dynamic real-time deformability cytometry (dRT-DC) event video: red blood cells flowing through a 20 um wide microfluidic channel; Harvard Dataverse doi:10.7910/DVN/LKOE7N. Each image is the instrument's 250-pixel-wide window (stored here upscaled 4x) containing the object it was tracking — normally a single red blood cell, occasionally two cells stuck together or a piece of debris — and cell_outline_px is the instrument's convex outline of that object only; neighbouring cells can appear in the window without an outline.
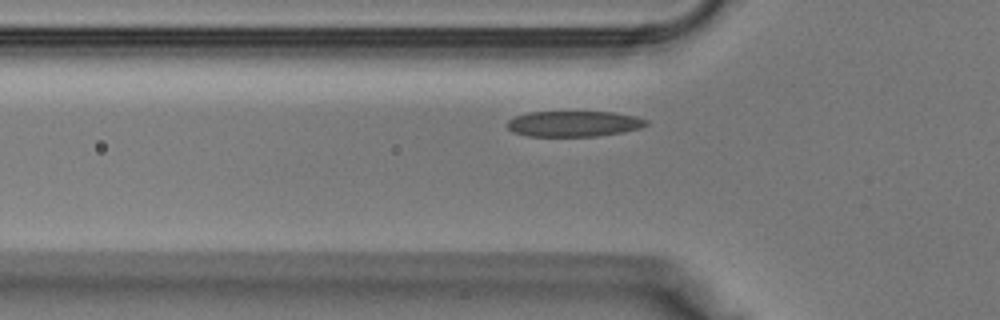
{"species": "Egyptian fruit bat (a non-hibernating species)", "species_latin": "Rousettus aegyptiacus", "temperature_condition": "warm", "stored_images_in_passage": 28, "camera_frame_rate_fps": 3000, "um_per_image_px": 0.085, "animal": {"sex": "male"}, "frame": {"image": 1, "passage_image": 4, "time_ms": 1.0, "image_size_px": [1000, 320], "cell_outline_px": [[648, 124], [640, 128], [620, 132], [596, 136], [528, 136], [512, 132], [508, 128], [508, 120], [516, 116], [528, 112], [612, 112], [636, 116], [648, 120]], "centroid_in_image_um": [48.77, 10.51], "position_along_channel_um": 77.0, "area_um2": 20.69}}
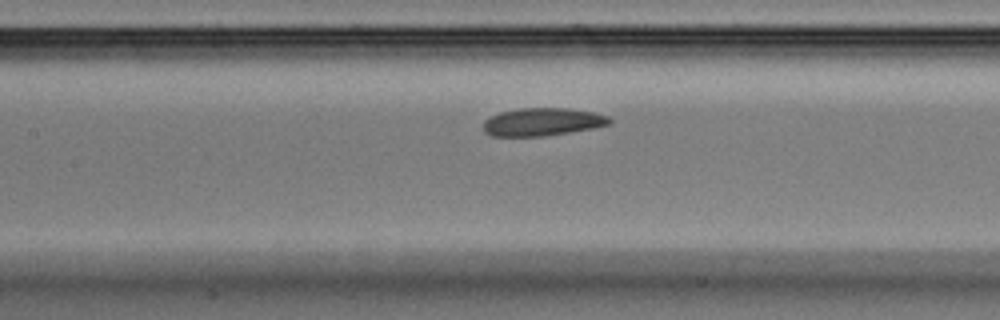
{"frame": {"image": 2, "passage_image": 9, "time_ms": 2.667, "image_size_px": [1000, 320], "cell_outline_px": [[612, 124], [592, 128], [544, 136], [492, 136], [484, 132], [484, 120], [500, 112], [516, 108], [568, 108], [592, 112], [608, 116], [612, 120]], "centroid_in_image_um": [46.1, 10.35], "position_along_channel_um": 161.3, "area_um2": 20.46}}
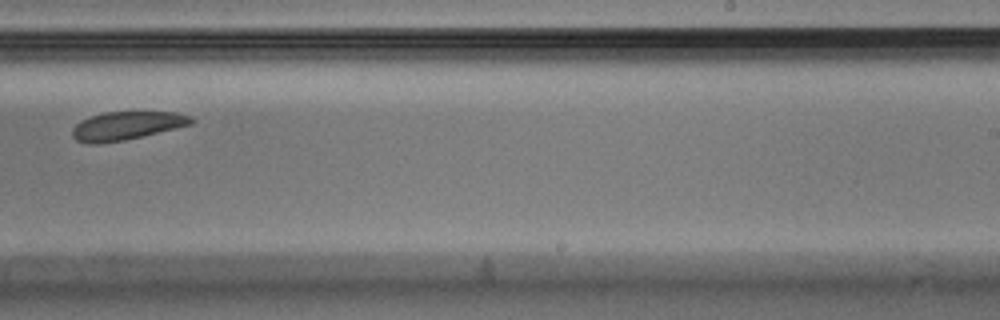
{"frame": {"image": 3, "passage_image": 16, "time_ms": 5.0, "image_size_px": [1000, 320], "cell_outline_px": [[196, 120], [192, 124], [124, 140], [100, 144], [88, 144], [76, 140], [72, 136], [72, 128], [80, 120], [104, 112], [180, 112], [192, 116]], "centroid_in_image_um": [10.76, 10.68], "position_along_channel_um": 278.2, "area_um2": 19.71}}